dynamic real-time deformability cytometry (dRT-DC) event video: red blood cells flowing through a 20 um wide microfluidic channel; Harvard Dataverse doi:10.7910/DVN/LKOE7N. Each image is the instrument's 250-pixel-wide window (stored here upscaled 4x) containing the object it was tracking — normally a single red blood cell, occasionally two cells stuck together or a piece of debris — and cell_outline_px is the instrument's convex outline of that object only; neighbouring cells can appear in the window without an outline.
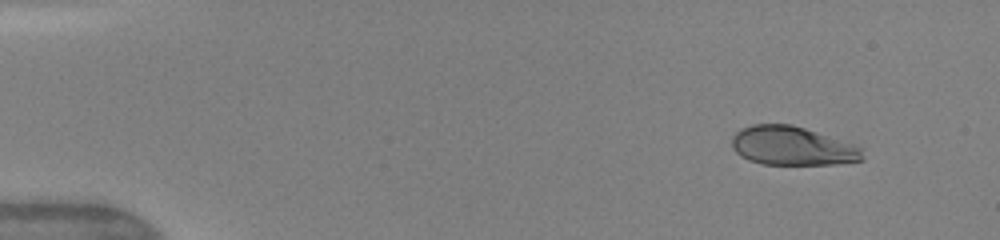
{"species": "human", "species_latin": "Homo sapiens", "temperature_condition": "warm", "stored_images_in_passage": 45, "camera_frame_rate_fps": 3000, "um_per_image_px": 0.085, "donor": {"sex": "female"}, "frame": {"image": 1, "passage_image": 1, "time_ms": 0.0, "image_size_px": [1000, 240], "cell_outline_px": [[864, 160], [832, 164], [764, 164], [748, 160], [740, 156], [732, 148], [732, 136], [740, 128], [752, 124], [792, 124], [864, 148]], "centroid_in_image_um": [67.32, 12.4], "position_along_channel_um": 17.7, "area_um2": 29.54}}
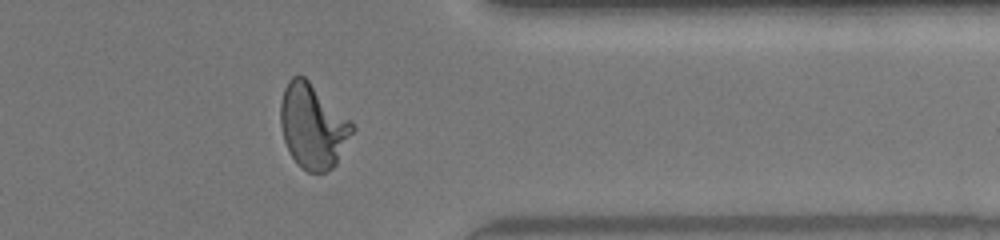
{"frame": {"image": 2, "passage_image": 36, "time_ms": 11.667, "image_size_px": [1000, 240], "cell_outline_px": [[356, 128], [336, 164], [332, 168], [324, 172], [308, 172], [292, 156], [284, 140], [280, 124], [280, 104], [284, 88], [288, 80], [292, 76], [304, 76], [352, 120]], "centroid_in_image_um": [26.62, 10.69], "position_along_channel_um": 384.8, "area_um2": 35.32}}
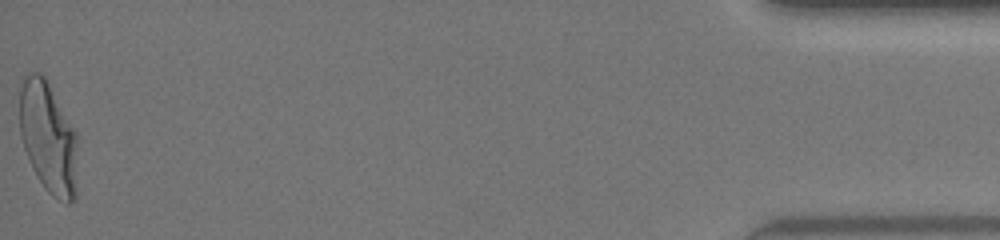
{"frame": {"image": 3, "passage_image": 45, "time_ms": 14.667, "image_size_px": [1000, 240], "cell_outline_px": [[76, 196], [68, 204], [52, 196], [44, 188], [36, 176], [32, 168], [24, 148], [20, 136], [20, 88], [24, 76], [28, 72], [40, 72], [44, 76], [76, 132]], "centroid_in_image_um": [4.08, 11.7], "position_along_channel_um": 431.1, "area_um2": 37.57}, "authors_computed_cell_mechanics": {"area_um2": 33.813, "velocity_mm_per_s": 4.192, "shape_relaxation_time_tau1_ms": 4.2328, "shape_relaxation_time_tau2_ms": null, "deformation_change_tau1": 0.2037, "deformation_change_tau2": null}}